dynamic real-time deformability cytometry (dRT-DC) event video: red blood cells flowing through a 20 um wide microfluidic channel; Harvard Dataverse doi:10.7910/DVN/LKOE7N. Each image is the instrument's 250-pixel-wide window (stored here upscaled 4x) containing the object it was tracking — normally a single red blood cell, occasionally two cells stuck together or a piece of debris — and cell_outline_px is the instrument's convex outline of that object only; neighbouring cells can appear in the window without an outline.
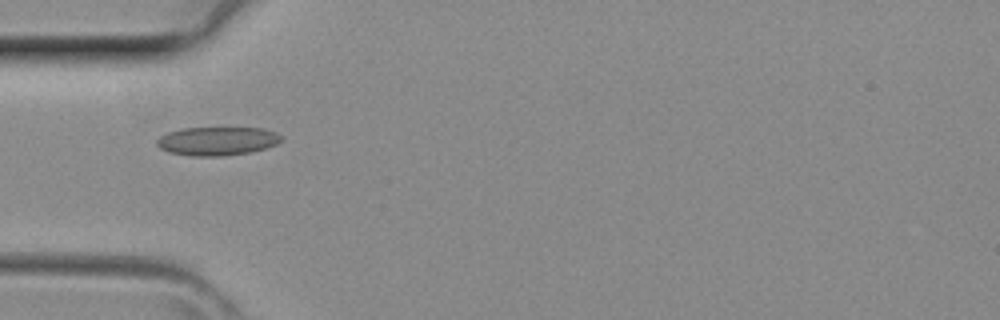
{"species": "common noctule bat (a hibernating species)", "species_latin": "Nyctalus noctula", "temperature_condition": "room temperature", "stored_images_in_passage": 3, "camera_frame_rate_fps": 3000, "um_per_image_px": 0.085, "animal": {"sex": "female", "body_mass_g": 29.2, "forearm_length_mm": 56.3}, "frame": {"image": 1, "passage_image": 3, "time_ms": 0.667, "image_size_px": [1000, 320], "cell_outline_px": [[284, 136], [276, 144], [268, 148], [252, 152], [224, 156], [192, 156], [168, 152], [160, 148], [156, 144], [156, 140], [160, 136], [168, 132], [180, 128], [264, 128], [276, 132]], "centroid_in_image_um": [18.48, 11.99], "position_along_channel_um": 66.5, "area_um2": 20.98}}